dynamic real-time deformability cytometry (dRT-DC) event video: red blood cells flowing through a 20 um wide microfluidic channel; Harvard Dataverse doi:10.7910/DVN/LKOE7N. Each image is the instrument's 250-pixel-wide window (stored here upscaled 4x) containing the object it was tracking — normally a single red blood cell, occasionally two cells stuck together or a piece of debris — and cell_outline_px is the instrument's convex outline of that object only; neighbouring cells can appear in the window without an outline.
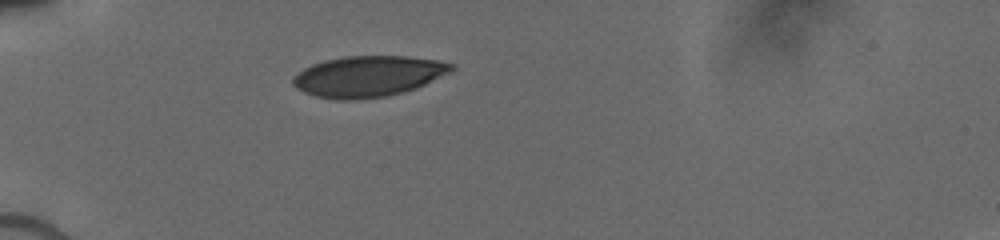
{"species": "human", "species_latin": "Homo sapiens", "temperature_condition": "cold", "stored_images_in_passage": 5, "camera_frame_rate_fps": 3000, "um_per_image_px": 0.085, "donor": {"sex": "male"}, "frame": {"image": 1, "passage_image": 1, "time_ms": 0.0, "image_size_px": [1000, 240], "cell_outline_px": [[456, 68], [452, 72], [416, 88], [388, 96], [360, 100], [336, 100], [316, 96], [304, 92], [296, 88], [292, 84], [292, 76], [304, 68], [312, 64], [324, 60], [344, 56], [408, 56], [436, 60], [456, 64]], "centroid_in_image_um": [31.3, 6.49], "position_along_channel_um": 53.7, "area_um2": 38.21}}